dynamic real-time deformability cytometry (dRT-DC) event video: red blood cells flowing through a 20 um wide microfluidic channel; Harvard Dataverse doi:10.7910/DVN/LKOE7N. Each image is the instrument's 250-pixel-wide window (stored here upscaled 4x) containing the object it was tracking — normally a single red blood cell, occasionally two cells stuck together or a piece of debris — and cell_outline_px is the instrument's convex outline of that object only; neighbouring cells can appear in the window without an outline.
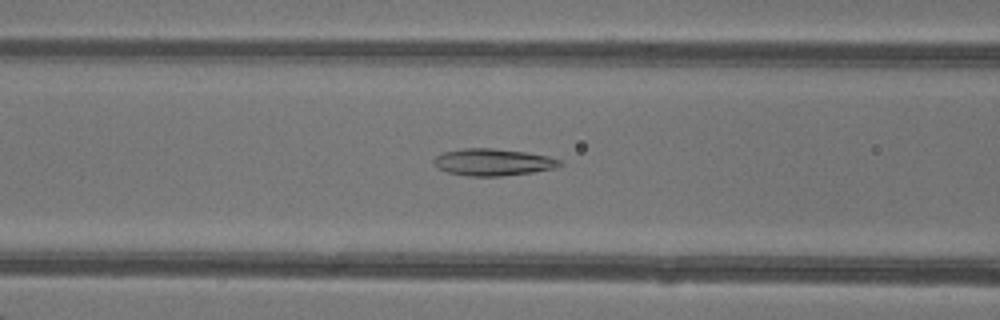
{"species": "common noctule bat (a hibernating species)", "species_latin": "Nyctalus noctula", "temperature_condition": "warm", "stored_images_in_passage": 49, "camera_frame_rate_fps": 3000, "um_per_image_px": 0.085, "animal": {"sex": "female"}, "frame": {"image": 1, "passage_image": 21, "time_ms": 6.667, "image_size_px": [1000, 320], "cell_outline_px": [[564, 164], [552, 168], [532, 172], [500, 176], [468, 176], [448, 172], [436, 168], [432, 164], [432, 160], [436, 156], [444, 152], [464, 148], [492, 148], [524, 152], [548, 156], [560, 160]], "centroid_in_image_um": [41.85, 13.78], "position_along_channel_um": 124.8, "area_um2": 19.71}}
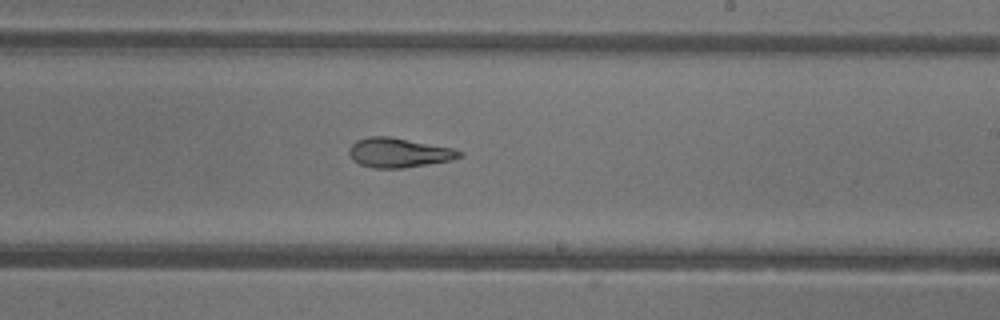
{"frame": {"image": 2, "passage_image": 30, "time_ms": 9.667, "image_size_px": [1000, 320], "cell_outline_px": [[464, 156], [452, 160], [404, 168], [372, 168], [360, 164], [352, 160], [348, 152], [348, 148], [356, 140], [368, 136], [388, 136], [452, 148], [464, 152]], "centroid_in_image_um": [33.88, 12.98], "position_along_channel_um": 255.1, "area_um2": 19.07}}
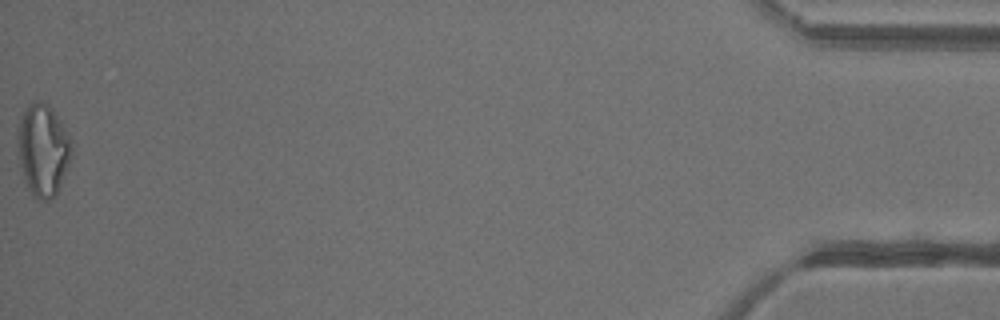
{"frame": {"image": 3, "passage_image": 49, "time_ms": 16.0, "image_size_px": [1000, 320], "cell_outline_px": [[72, 152], [60, 188], [52, 200], [36, 200], [32, 196], [24, 180], [20, 164], [16, 140], [16, 128], [28, 104], [32, 100], [40, 100], [48, 104], [52, 108], [68, 132], [72, 148]], "centroid_in_image_um": [3.63, 12.74], "position_along_channel_um": 431.6, "area_um2": 29.36}, "authors_computed_cell_mechanics": {"area_um2": 21.8484, "velocity_mm_per_s": 4.3524, "shape_relaxation_time_tau1_ms": null, "shape_relaxation_time_tau2_ms": 3.2728, "deformation_change_tau1": null, "deformation_change_tau2": 0.1167}}